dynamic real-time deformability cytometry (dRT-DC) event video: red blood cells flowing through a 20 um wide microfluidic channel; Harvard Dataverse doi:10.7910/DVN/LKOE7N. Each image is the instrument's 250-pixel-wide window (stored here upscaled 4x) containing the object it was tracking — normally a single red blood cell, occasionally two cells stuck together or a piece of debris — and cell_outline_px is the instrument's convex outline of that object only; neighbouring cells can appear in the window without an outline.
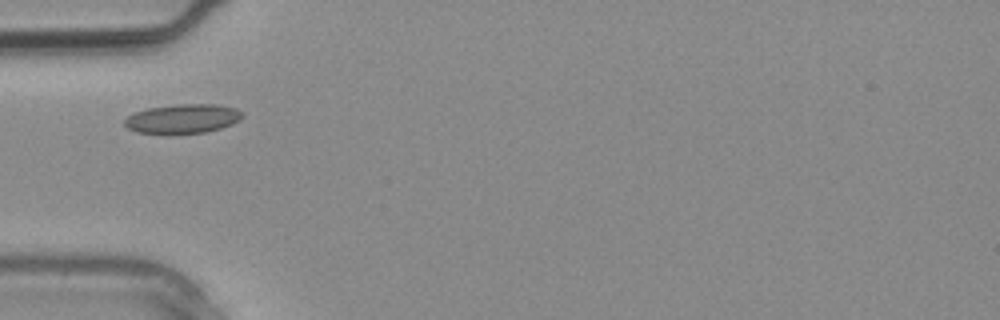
{"species": "common noctule bat (a hibernating species)", "species_latin": "Nyctalus noctula", "temperature_condition": "warm", "stored_images_in_passage": 2, "camera_frame_rate_fps": 3000, "um_per_image_px": 0.085, "animal": {"sex": "male", "body_mass_g": 20.4}, "frame": {"image": 1, "passage_image": 2, "time_ms": 0.333, "image_size_px": [1000, 320], "cell_outline_px": [[244, 116], [240, 120], [232, 124], [208, 132], [168, 136], [136, 132], [128, 128], [124, 124], [124, 120], [128, 116], [136, 112], [148, 108], [176, 104], [216, 104], [236, 108], [244, 112]], "centroid_in_image_um": [15.54, 10.12], "position_along_channel_um": 69.5, "area_um2": 20.81}}